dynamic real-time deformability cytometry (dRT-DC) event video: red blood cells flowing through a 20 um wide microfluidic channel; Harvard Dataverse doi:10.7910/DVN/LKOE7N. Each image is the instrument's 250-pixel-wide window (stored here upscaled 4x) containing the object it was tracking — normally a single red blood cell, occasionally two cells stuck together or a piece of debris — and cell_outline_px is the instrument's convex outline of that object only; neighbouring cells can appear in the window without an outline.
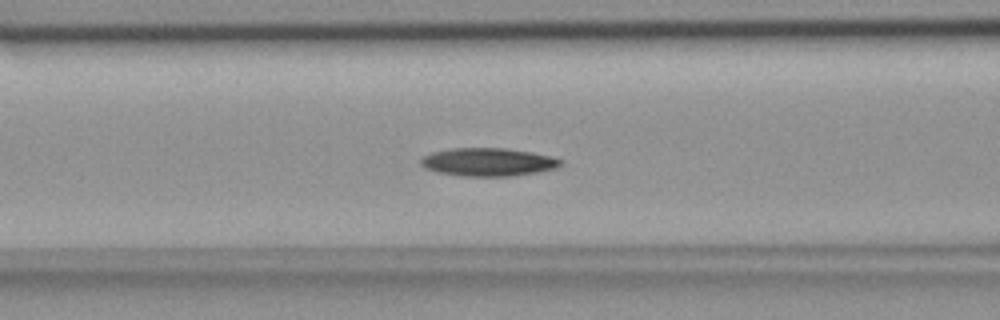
{"species": "common noctule bat (a hibernating species)", "species_latin": "Nyctalus noctula", "temperature_condition": "room temperature", "stored_images_in_passage": 51, "camera_frame_rate_fps": 3000, "um_per_image_px": 0.085, "animal": {"sex": "female", "body_mass_g": 18.4}, "frame": {"image": 1, "passage_image": 21, "time_ms": 6.667, "image_size_px": [1000, 320], "cell_outline_px": [[564, 160], [556, 168], [540, 172], [512, 176], [460, 176], [440, 172], [428, 168], [420, 164], [420, 160], [424, 156], [432, 152], [452, 148], [508, 148], [532, 152], [552, 156]], "centroid_in_image_um": [41.54, 13.77], "position_along_channel_um": 125.1, "area_um2": 22.95}}
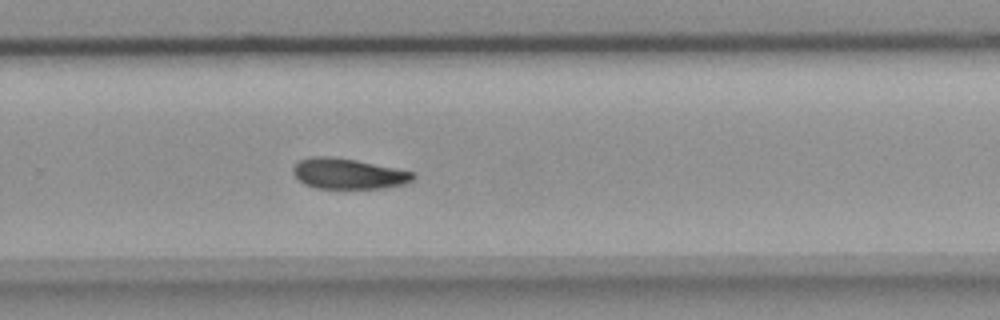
{"frame": {"image": 2, "passage_image": 35, "time_ms": 11.333, "image_size_px": [1000, 320], "cell_outline_px": [[416, 176], [412, 180], [404, 184], [384, 188], [316, 188], [304, 184], [292, 172], [292, 168], [300, 160], [312, 156], [332, 156], [356, 160], [396, 168], [412, 172]], "centroid_in_image_um": [29.59, 14.76], "position_along_channel_um": 300.2, "area_um2": 21.27}}
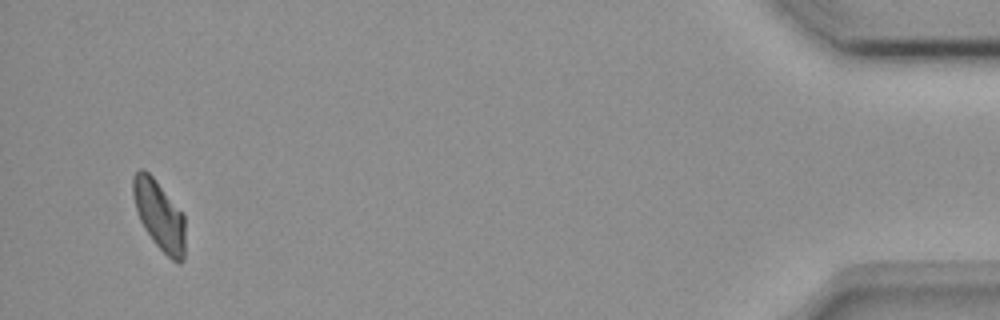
{"frame": {"image": 3, "passage_image": 51, "time_ms": 16.667, "image_size_px": [1000, 320], "cell_outline_px": [[184, 260], [180, 264], [176, 264], [156, 244], [144, 228], [140, 220], [132, 196], [132, 176], [140, 168], [144, 168], [156, 180], [184, 212]], "centroid_in_image_um": [13.54, 18.27], "position_along_channel_um": 421.7, "area_um2": 21.33}, "authors_computed_cell_mechanics": {"area_um2": 21.8484, "velocity_mm_per_s": 3.7725, "shape_relaxation_time_tau1_ms": 3.6566, "shape_relaxation_time_tau2_ms": null, "deformation_change_tau1": 0.1325, "deformation_change_tau2": null}}